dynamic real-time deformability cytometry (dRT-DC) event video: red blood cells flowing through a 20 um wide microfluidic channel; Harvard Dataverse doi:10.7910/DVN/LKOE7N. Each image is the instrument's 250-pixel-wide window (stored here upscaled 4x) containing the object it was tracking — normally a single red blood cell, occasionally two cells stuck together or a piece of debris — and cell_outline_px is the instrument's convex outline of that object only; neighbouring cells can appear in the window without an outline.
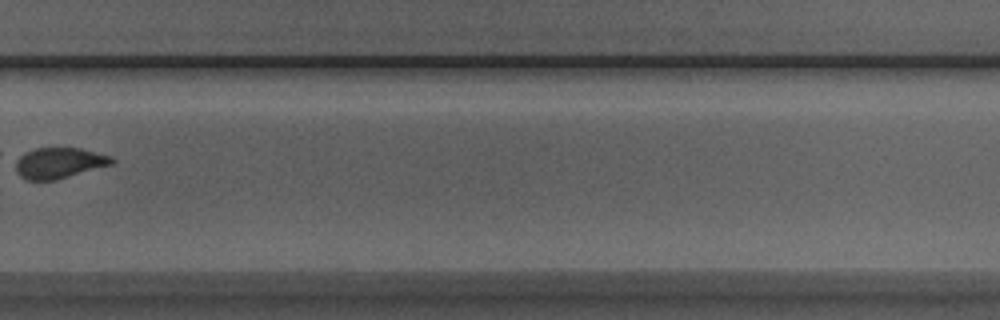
{"species": "Egyptian fruit bat (a non-hibernating species)", "species_latin": "Rousettus aegyptiacus", "temperature_condition": "room temperature", "stored_images_in_passage": 10, "camera_frame_rate_fps": 3000, "um_per_image_px": 0.085, "animal": {"sex": "male"}, "frame": {"image": 1, "passage_image": 10, "time_ms": 3.0, "image_size_px": [1000, 320], "cell_outline_px": [[116, 160], [112, 164], [56, 180], [28, 180], [20, 176], [16, 172], [16, 156], [24, 152], [36, 148], [80, 148], [112, 156]], "centroid_in_image_um": [5.0, 13.84], "position_along_channel_um": 324.8, "area_um2": 17.34}}